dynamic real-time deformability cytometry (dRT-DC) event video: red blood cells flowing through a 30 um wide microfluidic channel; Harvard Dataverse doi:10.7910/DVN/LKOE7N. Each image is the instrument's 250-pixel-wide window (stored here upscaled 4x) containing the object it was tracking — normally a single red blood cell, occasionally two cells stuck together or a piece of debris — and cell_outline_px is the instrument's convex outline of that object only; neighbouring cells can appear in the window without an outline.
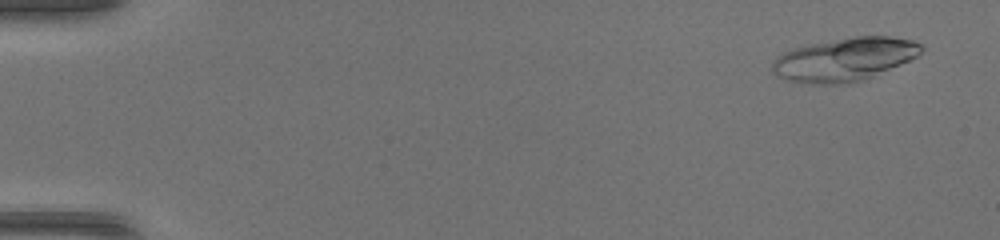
{"species": "common noctule bat (a hibernating species)", "species_latin": "Nyctalus noctula", "temperature_condition": "warm", "stored_images_in_passage": 19, "camera_frame_rate_fps": 3000, "um_per_image_px": 0.085, "animal": {"sex": "female", "body_mass_g": 17.0, "forearm_length_mm": 48.0}, "frame": {"image": 1, "passage_image": 3, "time_ms": 0.667, "image_size_px": [1000, 240], "cell_outline_px": [[924, 48], [916, 56], [900, 64], [872, 76], [848, 84], [808, 84], [788, 80], [776, 76], [772, 72], [772, 64], [784, 52], [796, 48], [812, 44], [856, 36], [888, 36], [912, 40], [920, 44]], "centroid_in_image_um": [71.77, 5.06], "position_along_channel_um": 13.2, "area_um2": 36.93}}